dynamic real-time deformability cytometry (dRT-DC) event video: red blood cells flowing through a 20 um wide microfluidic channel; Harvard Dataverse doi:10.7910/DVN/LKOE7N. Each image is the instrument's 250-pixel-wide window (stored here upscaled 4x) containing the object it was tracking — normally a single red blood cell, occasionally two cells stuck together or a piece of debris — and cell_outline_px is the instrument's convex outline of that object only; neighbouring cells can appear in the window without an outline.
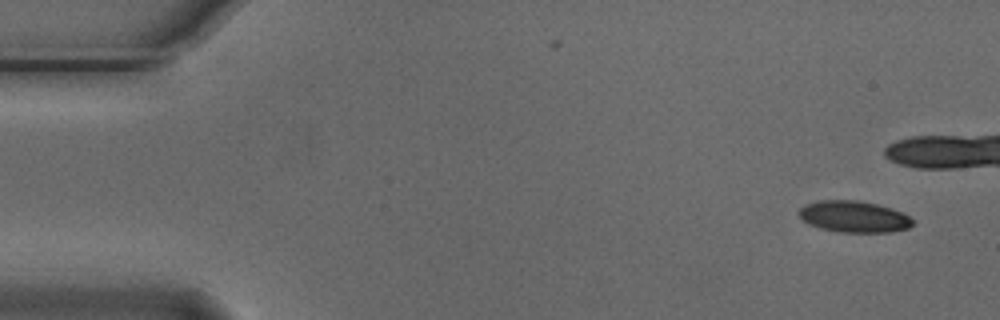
{"species": "Egyptian fruit bat (a non-hibernating species)", "species_latin": "Rousettus aegyptiacus", "temperature_condition": "cold", "stored_images_in_passage": 7, "camera_frame_rate_fps": 3000, "um_per_image_px": 0.085, "animal": {"sex": "male"}, "frame": {"image": 1, "passage_image": 1, "time_ms": 0.0, "image_size_px": [1000, 320], "cell_outline_px": [[912, 224], [908, 228], [892, 232], [836, 232], [820, 228], [808, 224], [796, 212], [804, 204], [820, 200], [856, 200], [876, 204], [892, 208], [908, 216], [912, 220]], "centroid_in_image_um": [72.53, 18.41], "position_along_channel_um": 12.5, "area_um2": 20.87}}